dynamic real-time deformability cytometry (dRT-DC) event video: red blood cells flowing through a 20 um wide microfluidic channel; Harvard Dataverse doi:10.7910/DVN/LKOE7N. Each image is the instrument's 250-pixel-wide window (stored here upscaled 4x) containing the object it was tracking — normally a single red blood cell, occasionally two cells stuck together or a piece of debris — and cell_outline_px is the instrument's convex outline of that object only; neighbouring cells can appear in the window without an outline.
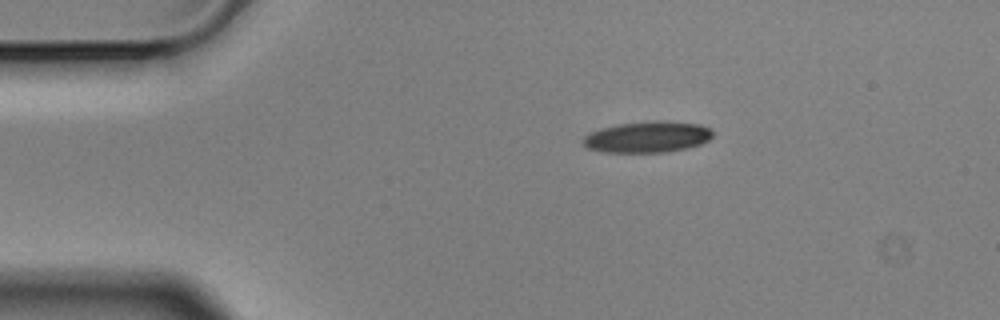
{"species": "Egyptian fruit bat (a non-hibernating species)", "species_latin": "Rousettus aegyptiacus", "temperature_condition": "cold", "stored_images_in_passage": 2, "camera_frame_rate_fps": 3000, "um_per_image_px": 0.085, "animal": {"sex": "male"}, "frame": {"image": 1, "passage_image": 1, "time_ms": 0.0, "image_size_px": [1000, 320], "cell_outline_px": [[716, 132], [708, 140], [700, 144], [688, 148], [668, 152], [604, 152], [588, 148], [580, 140], [588, 132], [600, 128], [616, 124], [652, 120], [668, 120], [700, 124], [712, 128]], "centroid_in_image_um": [55.06, 11.62], "position_along_channel_um": 29.9, "area_um2": 24.16}}